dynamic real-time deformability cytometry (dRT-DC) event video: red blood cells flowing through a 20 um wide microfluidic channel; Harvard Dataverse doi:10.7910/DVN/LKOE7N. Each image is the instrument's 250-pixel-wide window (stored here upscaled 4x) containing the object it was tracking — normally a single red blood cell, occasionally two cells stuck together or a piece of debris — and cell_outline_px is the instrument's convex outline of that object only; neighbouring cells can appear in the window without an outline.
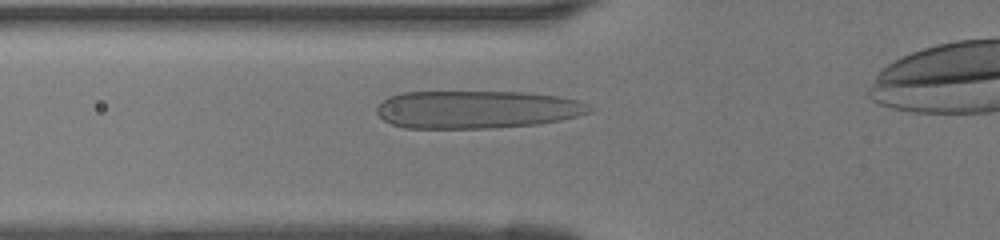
{"species": "human", "species_latin": "Homo sapiens", "temperature_condition": "room temperature", "stored_images_in_passage": 30, "camera_frame_rate_fps": 3000, "um_per_image_px": 0.085, "donor": {"sex": "female"}, "frame": {"image": 1, "passage_image": 5, "time_ms": 1.333, "image_size_px": [1000, 240], "cell_outline_px": [[596, 108], [592, 112], [560, 120], [536, 124], [488, 128], [404, 128], [392, 124], [384, 120], [376, 112], [376, 108], [388, 96], [404, 92], [524, 92], [556, 96], [576, 100], [588, 104]], "centroid_in_image_um": [40.53, 9.3], "position_along_channel_um": 85.3, "area_um2": 46.88}}
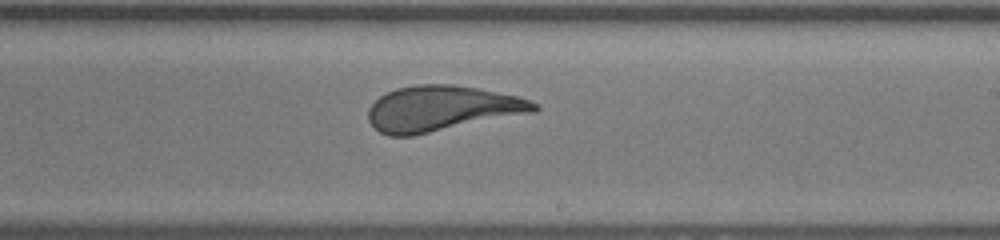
{"frame": {"image": 2, "passage_image": 16, "time_ms": 5.0, "image_size_px": [1000, 240], "cell_outline_px": [[540, 108], [536, 112], [412, 136], [388, 136], [380, 132], [368, 120], [368, 108], [380, 96], [396, 88], [416, 84], [452, 84], [476, 88], [516, 96], [540, 104]], "centroid_in_image_um": [37.55, 9.23], "position_along_channel_um": 251.4, "area_um2": 43.93}}
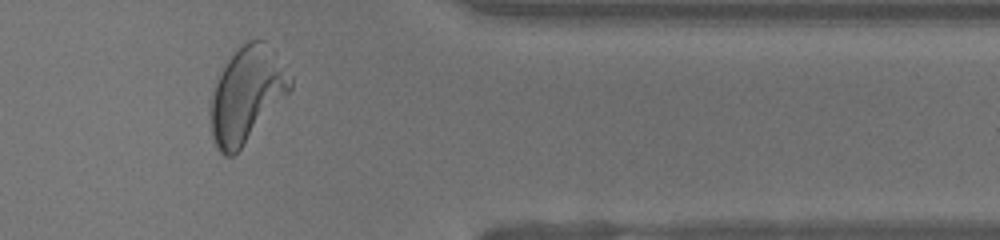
{"frame": {"image": 3, "passage_image": 26, "time_ms": 8.333, "image_size_px": [1000, 240], "cell_outline_px": [[292, 88], [240, 148], [232, 156], [224, 156], [216, 148], [212, 136], [208, 108], [216, 80], [228, 60], [248, 40], [264, 40], [292, 76]], "centroid_in_image_um": [20.93, 8.06], "position_along_channel_um": 390.5, "area_um2": 43.47}}